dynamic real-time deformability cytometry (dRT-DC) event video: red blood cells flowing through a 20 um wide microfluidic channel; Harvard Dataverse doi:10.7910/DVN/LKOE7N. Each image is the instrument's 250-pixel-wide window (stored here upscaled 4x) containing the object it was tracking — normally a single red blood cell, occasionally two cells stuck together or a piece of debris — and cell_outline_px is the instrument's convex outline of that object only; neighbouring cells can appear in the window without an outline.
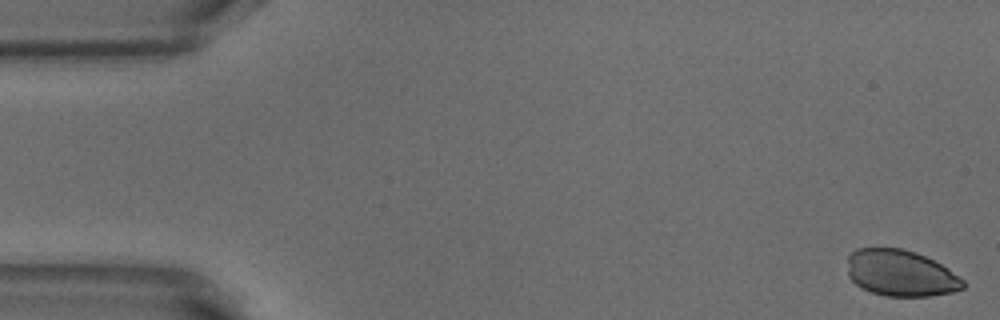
{"species": "common noctule bat (a hibernating species)", "species_latin": "Nyctalus noctula", "temperature_condition": "warm", "stored_images_in_passage": 52, "camera_frame_rate_fps": 3000, "um_per_image_px": 0.085, "animal": {"sex": "male", "body_mass_g": 18.8}, "frame": {"image": 1, "passage_image": 1, "time_ms": 0.0, "image_size_px": [1000, 320], "cell_outline_px": [[964, 288], [952, 292], [932, 296], [884, 296], [860, 288], [848, 276], [848, 256], [856, 248], [904, 248], [916, 252], [948, 268], [964, 280]], "centroid_in_image_um": [76.55, 23.22], "position_along_channel_um": 8.5, "area_um2": 31.33}}